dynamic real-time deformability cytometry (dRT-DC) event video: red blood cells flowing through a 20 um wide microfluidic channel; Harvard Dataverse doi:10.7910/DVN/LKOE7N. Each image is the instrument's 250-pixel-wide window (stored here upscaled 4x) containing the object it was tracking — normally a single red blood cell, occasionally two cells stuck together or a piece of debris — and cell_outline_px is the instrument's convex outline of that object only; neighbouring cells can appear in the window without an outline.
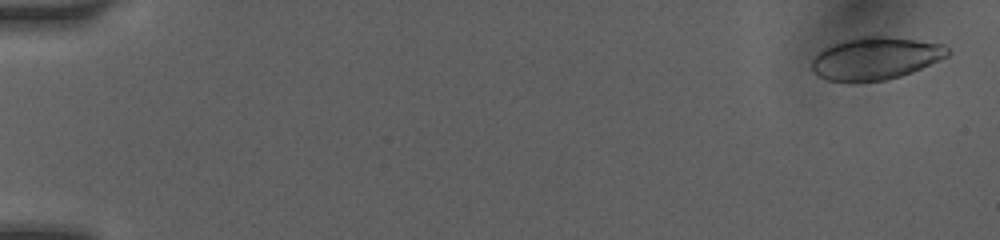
{"species": "human", "species_latin": "Homo sapiens", "temperature_condition": "room temperature", "stored_images_in_passage": 11, "camera_frame_rate_fps": 3000, "um_per_image_px": 0.085, "donor": {"sex": "female"}, "frame": {"image": 1, "passage_image": 1, "time_ms": 0.0, "image_size_px": [1000, 240], "cell_outline_px": [[952, 52], [948, 56], [940, 60], [912, 72], [900, 76], [884, 80], [852, 84], [828, 80], [812, 72], [812, 60], [824, 48], [844, 40], [860, 36], [888, 36], [944, 44]], "centroid_in_image_um": [74.42, 4.98], "position_along_channel_um": 10.6, "area_um2": 33.99}}
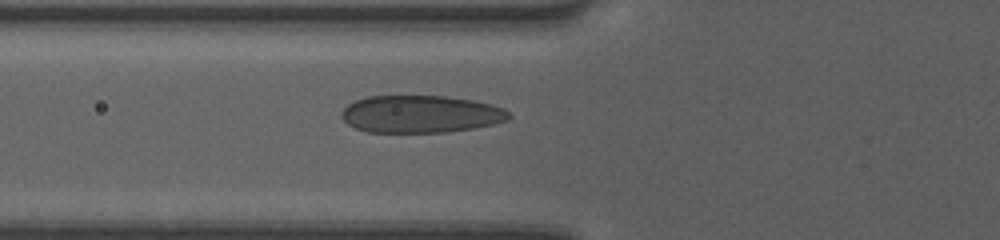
{"frame": {"image": 2, "passage_image": 8, "time_ms": 6.0, "image_size_px": [1000, 240], "cell_outline_px": [[512, 116], [508, 120], [492, 124], [472, 128], [448, 132], [368, 132], [356, 128], [348, 124], [340, 116], [340, 112], [348, 104], [356, 100], [368, 96], [444, 96], [472, 100], [492, 104], [504, 108]], "centroid_in_image_um": [35.75, 9.69], "position_along_channel_um": 90.0, "area_um2": 36.47}}
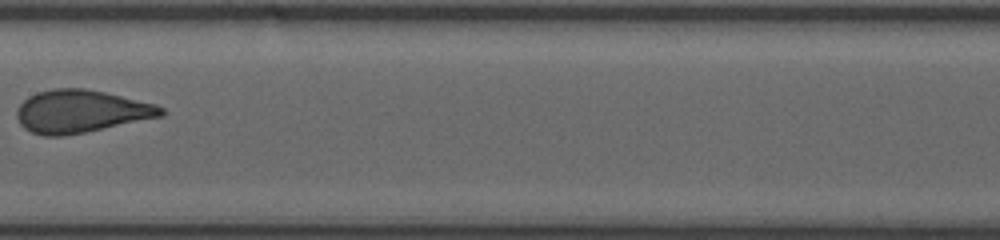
{"frame": {"image": 3, "passage_image": 11, "time_ms": 8.667, "image_size_px": [1000, 240], "cell_outline_px": [[164, 116], [64, 136], [44, 136], [32, 132], [24, 128], [20, 124], [16, 116], [16, 108], [28, 96], [36, 92], [56, 88], [84, 88], [104, 92], [156, 104], [164, 108]], "centroid_in_image_um": [6.85, 9.46], "position_along_channel_um": 200.5, "area_um2": 35.89}}